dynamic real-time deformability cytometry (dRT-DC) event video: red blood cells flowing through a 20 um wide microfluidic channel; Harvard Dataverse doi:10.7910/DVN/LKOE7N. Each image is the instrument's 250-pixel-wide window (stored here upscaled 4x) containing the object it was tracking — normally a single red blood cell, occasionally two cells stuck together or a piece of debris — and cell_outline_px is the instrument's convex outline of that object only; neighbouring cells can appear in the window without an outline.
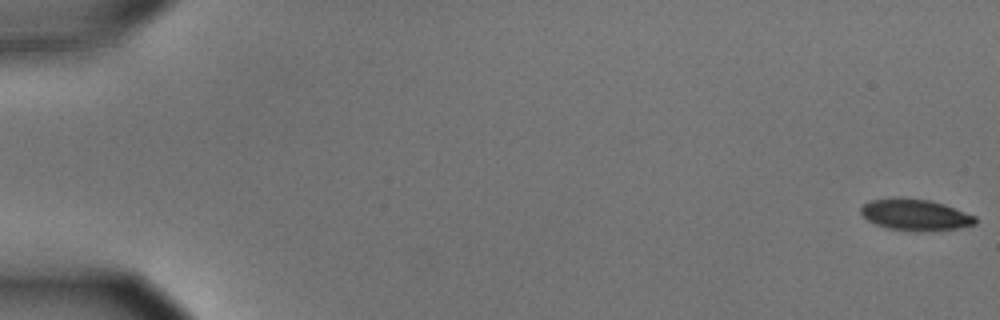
{"species": "common noctule bat (a hibernating species)", "species_latin": "Nyctalus noctula", "temperature_condition": "cold", "stored_images_in_passage": 11, "camera_frame_rate_fps": 3000, "um_per_image_px": 0.085, "animal": {"sex": "male", "body_mass_g": 15.6}, "frame": {"image": 1, "passage_image": 1, "time_ms": 0.0, "image_size_px": [1000, 320], "cell_outline_px": [[976, 224], [960, 228], [920, 232], [888, 228], [876, 224], [868, 220], [860, 212], [860, 208], [864, 204], [872, 200], [928, 200], [944, 204], [976, 216]], "centroid_in_image_um": [77.86, 18.3], "position_along_channel_um": 7.1, "area_um2": 20.23}}